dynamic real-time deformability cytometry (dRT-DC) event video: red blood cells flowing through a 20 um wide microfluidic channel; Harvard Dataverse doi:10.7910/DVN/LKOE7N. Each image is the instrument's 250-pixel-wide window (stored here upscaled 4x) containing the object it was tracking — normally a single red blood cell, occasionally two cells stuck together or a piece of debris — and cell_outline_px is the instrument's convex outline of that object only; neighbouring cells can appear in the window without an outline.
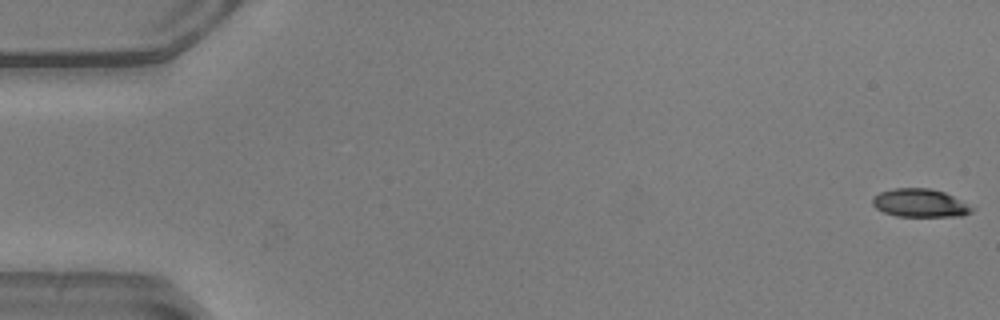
{"species": "common noctule bat (a hibernating species)", "species_latin": "Nyctalus noctula", "temperature_condition": "warm", "stored_images_in_passage": 52, "camera_frame_rate_fps": 3000, "um_per_image_px": 0.085, "animal": {"sex": "male", "body_mass_g": 20.5, "forearm_length_mm": 52.5}, "frame": {"image": 1, "passage_image": 1, "time_ms": 0.0, "image_size_px": [1000, 320], "cell_outline_px": [[976, 208], [972, 212], [964, 216], [896, 216], [884, 212], [876, 208], [872, 204], [872, 196], [880, 192], [896, 188], [928, 188], [944, 192]], "centroid_in_image_um": [78.2, 17.26], "position_along_channel_um": 6.8, "area_um2": 16.36}}
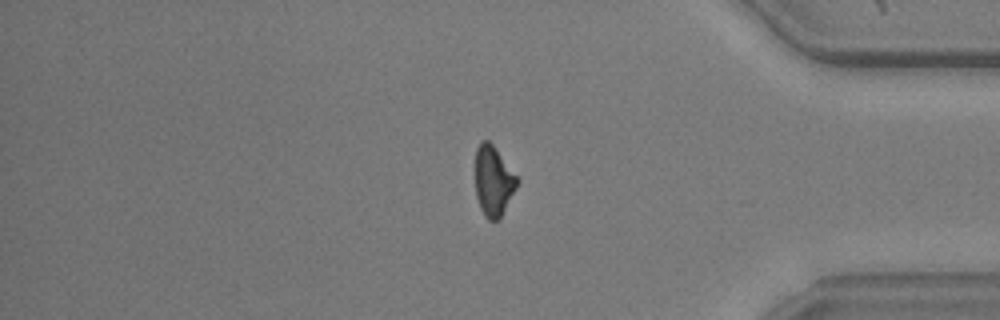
{"frame": {"image": 2, "passage_image": 44, "time_ms": 14.333, "image_size_px": [1000, 320], "cell_outline_px": [[520, 180], [500, 220], [488, 220], [484, 216], [480, 208], [476, 196], [476, 148], [480, 140], [488, 140], [492, 144]], "centroid_in_image_um": [41.94, 15.41], "position_along_channel_um": 393.3, "area_um2": 17.11}}
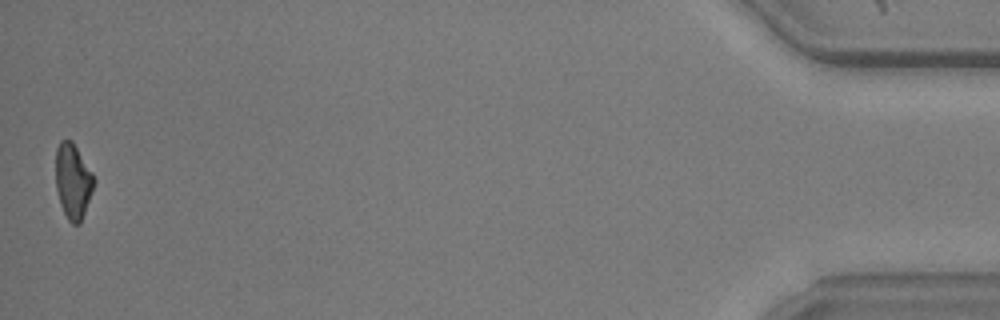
{"frame": {"image": 3, "passage_image": 52, "time_ms": 17.0, "image_size_px": [1000, 320], "cell_outline_px": [[96, 180], [80, 224], [72, 224], [68, 220], [60, 204], [56, 188], [56, 148], [60, 140], [72, 140], [92, 172]], "centroid_in_image_um": [6.2, 15.39], "position_along_channel_um": 429.0, "area_um2": 16.7}, "authors_computed_cell_mechanics": {"area_um2": 17.7735, "velocity_mm_per_s": 3.9279, "shape_relaxation_time_tau1_ms": 6.4831, "shape_relaxation_time_tau2_ms": 6.8887, "deformation_change_tau1": 0.1862, "deformation_change_tau2": 0.162}}